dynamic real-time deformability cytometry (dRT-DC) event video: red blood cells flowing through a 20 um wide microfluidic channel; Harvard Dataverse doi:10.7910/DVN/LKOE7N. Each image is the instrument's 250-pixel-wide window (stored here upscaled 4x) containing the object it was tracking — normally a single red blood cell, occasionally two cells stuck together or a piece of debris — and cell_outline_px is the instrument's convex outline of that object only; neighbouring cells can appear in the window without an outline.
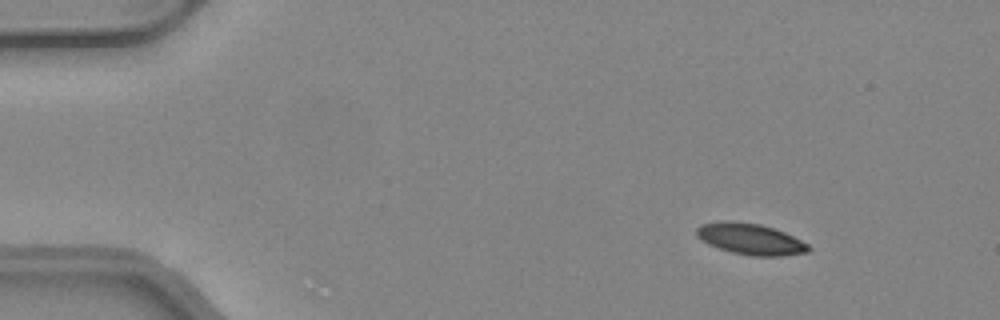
{"species": "common noctule bat (a hibernating species)", "species_latin": "Nyctalus noctula", "temperature_condition": "warm", "stored_images_in_passage": 45, "camera_frame_rate_fps": 3000, "um_per_image_px": 0.085, "animal": {"sex": "female", "body_mass_g": 24.6, "forearm_length_mm": 56.2}, "frame": {"image": 1, "passage_image": 1, "time_ms": 0.0, "image_size_px": [1000, 320], "cell_outline_px": [[812, 248], [808, 252], [784, 256], [752, 256], [732, 252], [708, 244], [696, 236], [696, 228], [700, 224], [720, 220], [732, 220], [760, 224], [784, 232], [808, 244]], "centroid_in_image_um": [63.76, 20.31], "position_along_channel_um": 21.2, "area_um2": 20.46}}
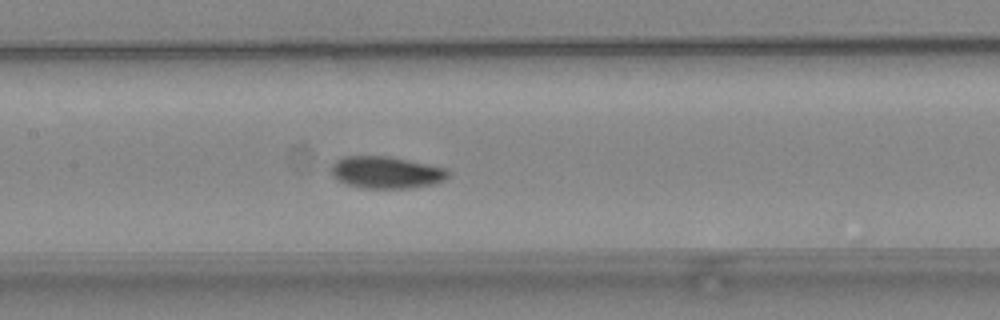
{"frame": {"image": 2, "passage_image": 19, "time_ms": 6.0, "image_size_px": [1000, 320], "cell_outline_px": [[452, 172], [444, 180], [432, 184], [408, 188], [364, 188], [348, 184], [332, 176], [332, 164], [336, 160], [344, 156], [388, 156], [448, 168]], "centroid_in_image_um": [32.86, 14.64], "position_along_channel_um": 174.5, "area_um2": 21.73}}
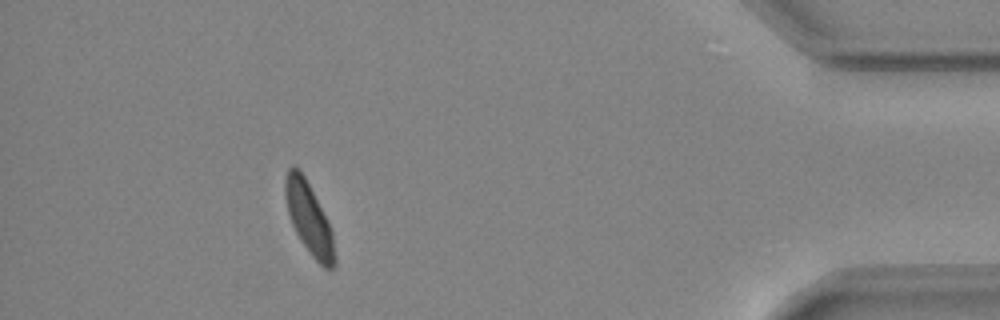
{"frame": {"image": 3, "passage_image": 40, "time_ms": 13.0, "image_size_px": [1000, 320], "cell_outline_px": [[336, 264], [332, 268], [324, 268], [312, 256], [300, 240], [292, 224], [288, 212], [284, 196], [284, 176], [288, 168], [292, 164], [300, 168], [328, 220], [332, 232], [336, 256]], "centroid_in_image_um": [26.25, 18.53], "position_along_channel_um": 409.0, "area_um2": 20.81}, "authors_computed_cell_mechanics": {"area_um2": 21.3282, "velocity_mm_per_s": 4.1314, "shape_relaxation_time_tau1_ms": 3.7928, "shape_relaxation_time_tau2_ms": 3.0552, "deformation_change_tau1": 0.1119, "deformation_change_tau2": 0.0842}}